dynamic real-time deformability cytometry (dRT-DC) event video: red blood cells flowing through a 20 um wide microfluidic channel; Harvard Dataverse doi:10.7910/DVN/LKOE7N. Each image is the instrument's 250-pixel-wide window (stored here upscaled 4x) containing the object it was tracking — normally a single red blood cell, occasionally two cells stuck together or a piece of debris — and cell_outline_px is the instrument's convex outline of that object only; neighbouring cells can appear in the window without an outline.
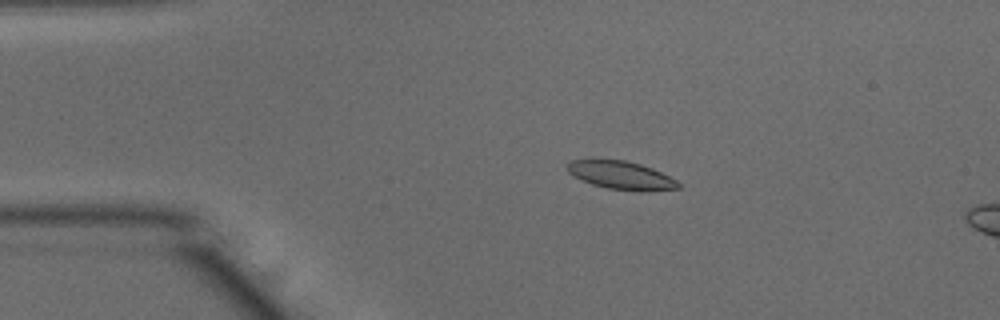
{"species": "common noctule bat (a hibernating species)", "species_latin": "Nyctalus noctula", "temperature_condition": "warm", "stored_images_in_passage": 10, "camera_frame_rate_fps": 3000, "um_per_image_px": 0.085, "animal": {"sex": "male", "body_mass_g": 15.6}, "frame": {"image": 1, "passage_image": 4, "time_ms": 1.0, "image_size_px": [1000, 320], "cell_outline_px": [[680, 188], [648, 192], [640, 192], [608, 188], [592, 184], [568, 172], [568, 164], [572, 160], [624, 160], [640, 164], [652, 168], [676, 180], [680, 184]], "centroid_in_image_um": [52.87, 14.92], "position_along_channel_um": 32.1, "area_um2": 17.98}}